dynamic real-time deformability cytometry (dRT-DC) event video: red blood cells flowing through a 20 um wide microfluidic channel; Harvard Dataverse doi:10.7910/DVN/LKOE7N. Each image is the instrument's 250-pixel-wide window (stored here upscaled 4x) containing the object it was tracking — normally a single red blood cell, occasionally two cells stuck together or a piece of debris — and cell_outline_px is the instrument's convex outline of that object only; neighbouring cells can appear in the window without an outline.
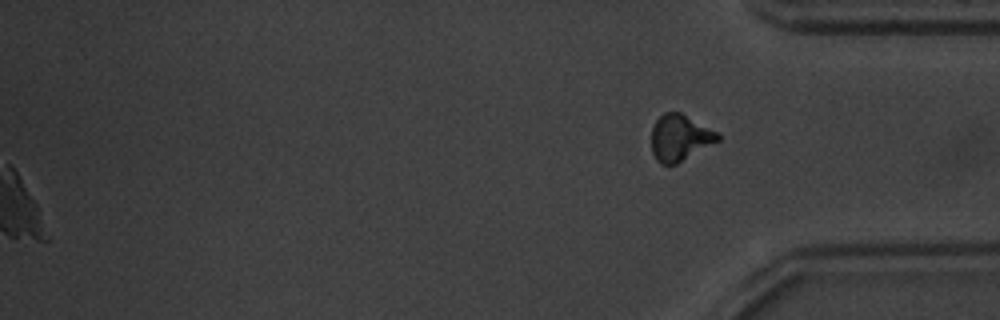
{"species": "common noctule bat (a hibernating species)", "species_latin": "Nyctalus noctula", "temperature_condition": "warm", "stored_images_in_passage": 54, "segment_of_instrument_passage": [2, 2], "camera_frame_rate_fps": 3000, "um_per_image_px": 0.085, "animal": {"sex": "male", "body_mass_g": 20.1, "forearm_length_mm": 53.5}, "frame": {"image": 1, "passage_image": 54, "time_ms": 17.667, "image_size_px": [1000, 320], "cell_outline_px": [[720, 140], [676, 164], [660, 164], [656, 160], [652, 152], [652, 128], [656, 120], [664, 112], [680, 112], [720, 132]], "centroid_in_image_um": [57.8, 11.7], "position_along_channel_um": 377.4, "area_um2": 17.98}}